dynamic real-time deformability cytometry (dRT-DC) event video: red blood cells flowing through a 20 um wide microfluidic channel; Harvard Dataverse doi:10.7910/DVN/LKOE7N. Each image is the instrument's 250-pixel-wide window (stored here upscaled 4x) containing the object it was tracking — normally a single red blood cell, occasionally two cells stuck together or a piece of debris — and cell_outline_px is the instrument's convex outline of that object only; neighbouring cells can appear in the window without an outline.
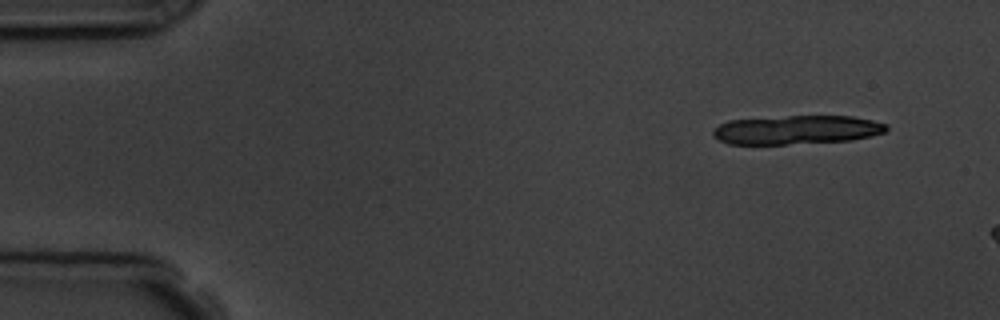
{"species": "common noctule bat (a hibernating species)", "species_latin": "Nyctalus noctula", "temperature_condition": "room temperature", "stored_images_in_passage": 5, "segment_of_instrument_passage": [2, 2], "camera_frame_rate_fps": 3000, "um_per_image_px": 0.085, "animal": {"sex": "male", "body_mass_g": 19.5, "forearm_length_mm": 54.6}, "frame": {"image": 1, "passage_image": 5, "time_ms": 6.333, "image_size_px": [1000, 320], "cell_outline_px": [[888, 128], [884, 132], [872, 136], [852, 140], [788, 144], [728, 144], [712, 136], [712, 132], [720, 124], [728, 120], [788, 116], [852, 116], [872, 120], [888, 124]], "centroid_in_image_um": [67.73, 11.03], "position_along_channel_um": 17.3, "area_um2": 29.19}}